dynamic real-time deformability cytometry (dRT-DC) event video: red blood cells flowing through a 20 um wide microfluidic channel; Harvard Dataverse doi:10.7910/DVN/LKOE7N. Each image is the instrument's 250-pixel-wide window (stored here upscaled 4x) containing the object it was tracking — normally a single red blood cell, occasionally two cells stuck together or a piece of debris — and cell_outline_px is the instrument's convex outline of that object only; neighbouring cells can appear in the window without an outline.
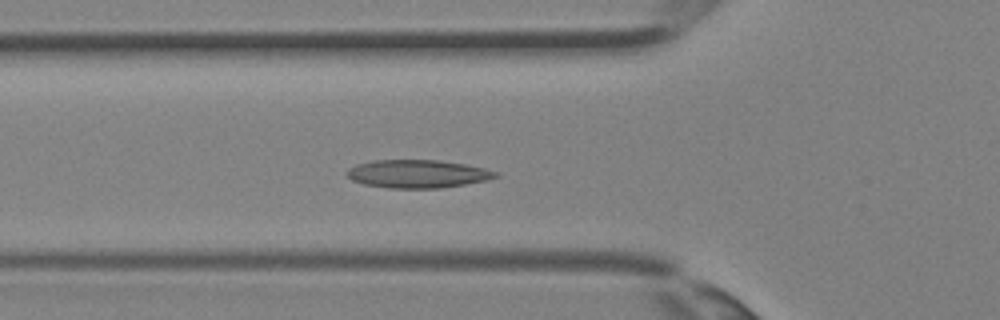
{"species": "Egyptian fruit bat (a non-hibernating species)", "species_latin": "Rousettus aegyptiacus", "temperature_condition": "room temperature", "stored_images_in_passage": 35, "camera_frame_rate_fps": 3000, "um_per_image_px": 0.085, "animal": {"sex": "female"}, "frame": {"image": 1, "passage_image": 12, "time_ms": 3.667, "image_size_px": [1000, 320], "cell_outline_px": [[500, 176], [488, 180], [440, 188], [392, 188], [364, 184], [352, 180], [344, 172], [348, 168], [356, 164], [372, 160], [436, 160], [464, 164], [484, 168], [500, 172]], "centroid_in_image_um": [35.5, 14.77], "position_along_channel_um": 90.3, "area_um2": 24.39}}
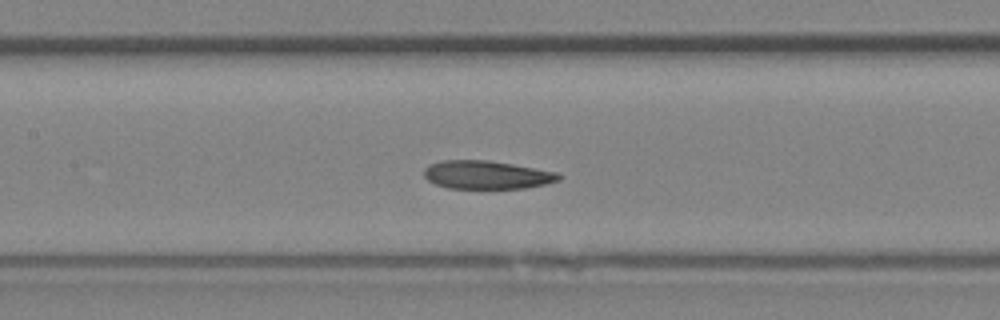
{"frame": {"image": 2, "passage_image": 16, "time_ms": 5.0, "image_size_px": [1000, 320], "cell_outline_px": [[564, 176], [560, 180], [544, 184], [524, 188], [448, 188], [436, 184], [428, 180], [424, 176], [424, 168], [432, 164], [444, 160], [488, 160], [512, 164], [556, 172]], "centroid_in_image_um": [41.38, 14.86], "position_along_channel_um": 166.0, "area_um2": 22.02}}
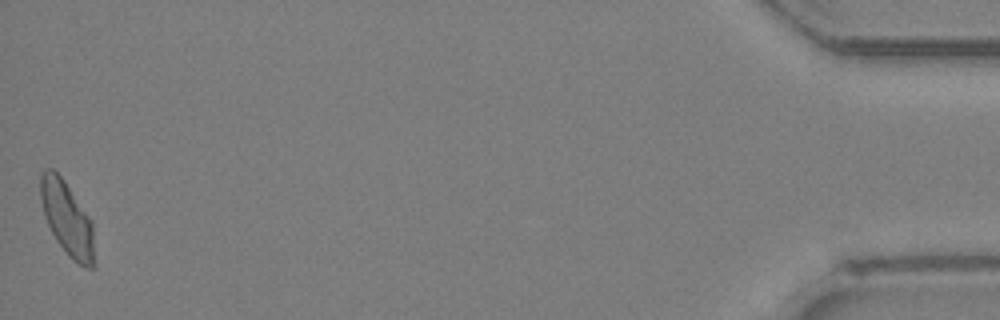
{"frame": {"image": 3, "passage_image": 35, "time_ms": 11.333, "image_size_px": [1000, 320], "cell_outline_px": [[96, 268], [88, 268], [72, 260], [68, 256], [56, 240], [44, 216], [40, 200], [40, 172], [44, 168], [52, 168], [64, 180], [92, 220], [96, 264]], "centroid_in_image_um": [5.72, 18.6], "position_along_channel_um": 429.5, "area_um2": 23.58}}